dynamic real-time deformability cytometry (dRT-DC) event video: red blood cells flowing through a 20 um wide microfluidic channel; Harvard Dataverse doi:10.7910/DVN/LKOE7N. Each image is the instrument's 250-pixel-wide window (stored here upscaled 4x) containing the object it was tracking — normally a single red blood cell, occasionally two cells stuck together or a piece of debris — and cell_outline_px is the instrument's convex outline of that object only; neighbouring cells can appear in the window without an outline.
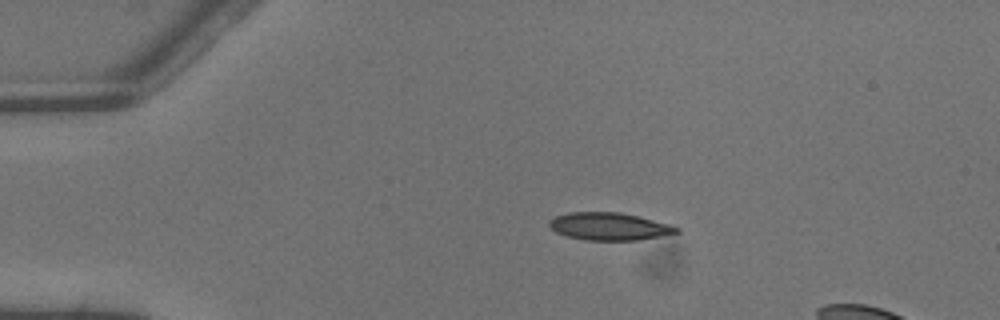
{"species": "common noctule bat (a hibernating species)", "species_latin": "Nyctalus noctula", "temperature_condition": "warm", "stored_images_in_passage": 4, "segment_of_instrument_passage": [1, 2], "camera_frame_rate_fps": 3000, "um_per_image_px": 0.085, "animal": {"sex": "male", "body_mass_g": 13.3}, "frame": {"image": 1, "passage_image": 2, "time_ms": 0.333, "image_size_px": [1000, 320], "cell_outline_px": [[680, 232], [636, 240], [584, 240], [568, 236], [556, 232], [548, 224], [548, 220], [556, 216], [568, 212], [620, 212], [672, 224], [680, 228]], "centroid_in_image_um": [51.79, 19.23], "position_along_channel_um": 33.2, "area_um2": 20.4}}